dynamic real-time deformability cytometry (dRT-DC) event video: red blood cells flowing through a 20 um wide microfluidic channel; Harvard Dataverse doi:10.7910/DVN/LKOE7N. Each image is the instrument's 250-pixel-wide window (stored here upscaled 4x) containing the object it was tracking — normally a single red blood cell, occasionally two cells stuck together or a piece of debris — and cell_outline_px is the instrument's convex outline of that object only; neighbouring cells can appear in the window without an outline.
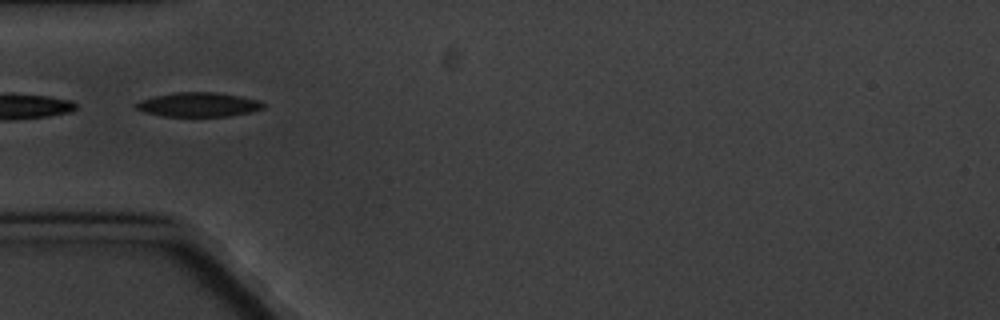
{"species": "common noctule bat (a hibernating species)", "species_latin": "Nyctalus noctula", "temperature_condition": "cold", "stored_images_in_passage": 6, "camera_frame_rate_fps": 3000, "um_per_image_px": 0.085, "animal": {"sex": "male", "body_mass_g": 20.1, "forearm_length_mm": 53.5}, "frame": {"image": 1, "passage_image": 2, "time_ms": 1.0, "image_size_px": [1000, 320], "cell_outline_px": [[264, 108], [252, 112], [228, 116], [164, 116], [144, 112], [136, 108], [132, 104], [140, 100], [156, 96], [176, 92], [212, 92], [240, 96], [260, 100], [264, 104]], "centroid_in_image_um": [16.87, 8.89], "position_along_channel_um": 68.1, "area_um2": 17.98}}